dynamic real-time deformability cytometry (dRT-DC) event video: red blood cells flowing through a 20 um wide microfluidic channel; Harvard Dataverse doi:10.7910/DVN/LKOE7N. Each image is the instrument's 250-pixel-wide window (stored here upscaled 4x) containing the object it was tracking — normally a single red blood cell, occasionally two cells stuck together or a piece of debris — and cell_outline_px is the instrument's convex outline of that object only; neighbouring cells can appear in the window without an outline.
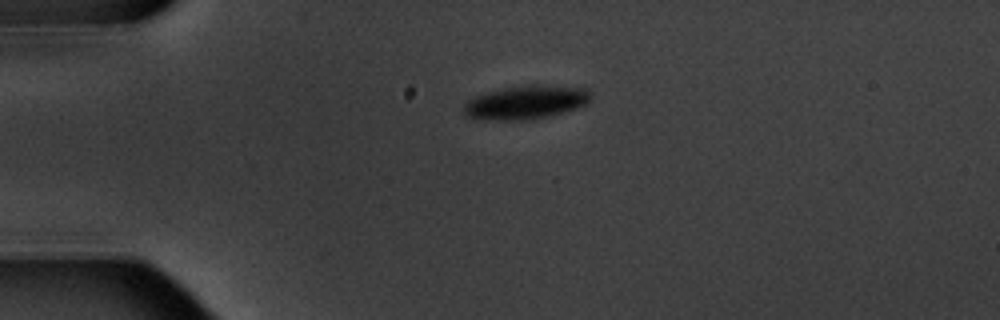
{"species": "common noctule bat (a hibernating species)", "species_latin": "Nyctalus noctula", "temperature_condition": "warm", "stored_images_in_passage": 2, "camera_frame_rate_fps": 3000, "um_per_image_px": 0.085, "animal": {"sex": "male", "body_mass_g": 20.1, "forearm_length_mm": 53.5}, "frame": {"image": 1, "passage_image": 1, "time_ms": 0.0, "image_size_px": [1000, 320], "cell_outline_px": [[592, 96], [588, 104], [564, 112], [548, 116], [528, 120], [476, 120], [464, 116], [464, 104], [468, 100], [476, 96], [488, 92], [504, 88], [528, 84], [536, 84], [588, 88]], "centroid_in_image_um": [44.7, 8.7], "position_along_channel_um": 40.3, "area_um2": 25.26}}